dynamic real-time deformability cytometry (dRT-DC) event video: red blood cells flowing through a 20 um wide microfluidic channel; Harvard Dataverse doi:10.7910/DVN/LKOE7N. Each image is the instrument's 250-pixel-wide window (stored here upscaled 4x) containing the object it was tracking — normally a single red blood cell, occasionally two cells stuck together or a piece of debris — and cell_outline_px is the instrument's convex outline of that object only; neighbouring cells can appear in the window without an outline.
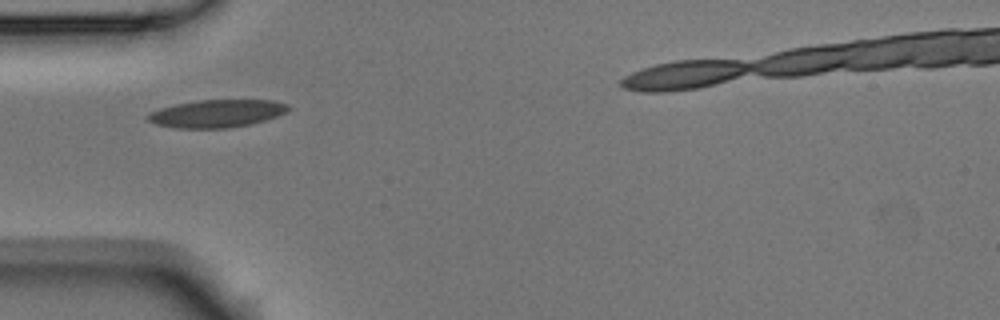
{"species": "Egyptian fruit bat (a non-hibernating species)", "species_latin": "Rousettus aegyptiacus", "temperature_condition": "room temperature", "stored_images_in_passage": 6, "segment_of_instrument_passage": [1, 2], "camera_frame_rate_fps": 3000, "um_per_image_px": 0.085, "animal": {"sex": "male"}, "frame": {"image": 1, "passage_image": 1, "time_ms": 0.0, "image_size_px": [1000, 320], "cell_outline_px": [[292, 108], [288, 112], [264, 120], [248, 124], [228, 128], [176, 128], [156, 124], [148, 120], [148, 112], [160, 108], [176, 104], [196, 100], [276, 100], [288, 104]], "centroid_in_image_um": [18.46, 9.64], "position_along_channel_um": 66.5, "area_um2": 22.72}}
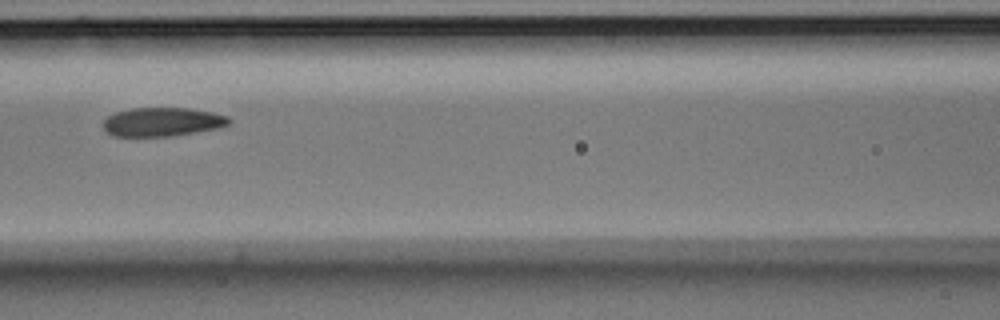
{"frame": {"image": 2, "passage_image": 3, "time_ms": 0.667, "image_size_px": [1000, 320], "cell_outline_px": [[232, 120], [228, 124], [216, 128], [196, 132], [172, 136], [112, 136], [104, 128], [104, 120], [108, 116], [116, 112], [132, 108], [188, 108], [212, 112], [228, 116]], "centroid_in_image_um": [13.8, 10.36], "position_along_channel_um": 152.8, "area_um2": 20.98}}
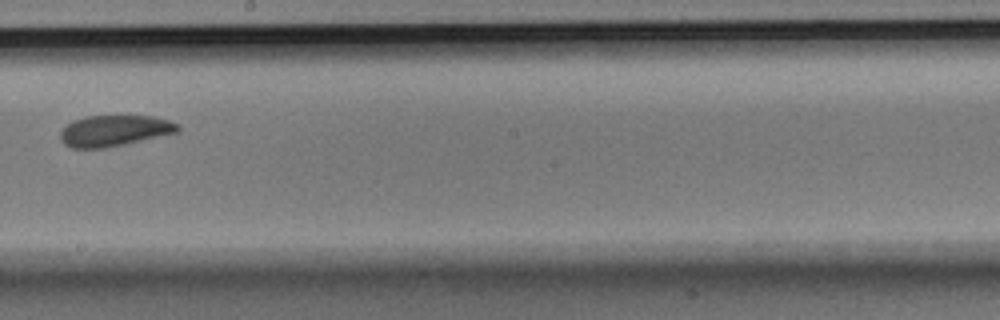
{"frame": {"image": 3, "passage_image": 5, "time_ms": 1.333, "image_size_px": [1000, 320], "cell_outline_px": [[180, 132], [124, 144], [104, 148], [72, 148], [64, 144], [60, 140], [60, 132], [72, 120], [84, 116], [152, 116], [168, 120], [180, 124]], "centroid_in_image_um": [9.73, 11.11], "position_along_channel_um": 238.5, "area_um2": 21.33}}